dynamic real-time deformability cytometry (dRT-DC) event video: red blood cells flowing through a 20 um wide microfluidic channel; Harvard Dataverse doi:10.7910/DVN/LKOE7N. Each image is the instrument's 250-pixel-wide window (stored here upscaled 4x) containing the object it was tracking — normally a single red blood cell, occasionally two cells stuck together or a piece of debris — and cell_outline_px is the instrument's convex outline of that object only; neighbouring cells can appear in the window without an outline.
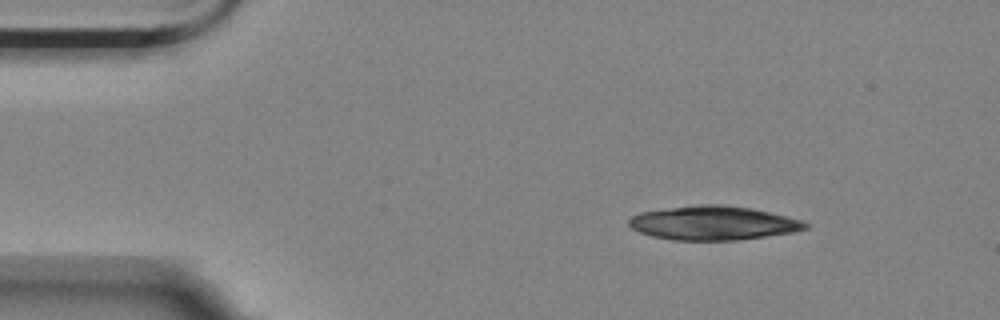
{"species": "Egyptian fruit bat (a non-hibernating species)", "species_latin": "Rousettus aegyptiacus", "temperature_condition": "room temperature", "stored_images_in_passage": 4, "camera_frame_rate_fps": 3000, "um_per_image_px": 0.085, "animal": {"sex": "female"}, "frame": {"image": 1, "passage_image": 1, "time_ms": 0.0, "image_size_px": [1000, 320], "cell_outline_px": [[808, 228], [796, 232], [736, 240], [672, 240], [652, 236], [640, 232], [632, 228], [628, 224], [628, 220], [632, 216], [640, 212], [700, 204], [720, 204], [752, 208], [800, 220], [808, 224]], "centroid_in_image_um": [60.61, 18.96], "position_along_channel_um": 24.4, "area_um2": 34.74}}